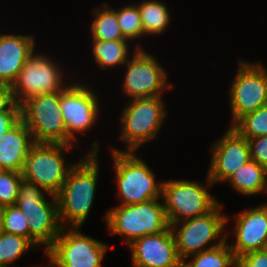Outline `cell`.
I'll return each instance as SVG.
<instances>
[{"instance_id": "cell-10", "label": "cell", "mask_w": 267, "mask_h": 267, "mask_svg": "<svg viewBox=\"0 0 267 267\" xmlns=\"http://www.w3.org/2000/svg\"><path fill=\"white\" fill-rule=\"evenodd\" d=\"M57 62L50 55L38 54L37 50L31 55L11 85L13 98L19 106L38 95L62 92L71 83L64 81L66 70Z\"/></svg>"}, {"instance_id": "cell-27", "label": "cell", "mask_w": 267, "mask_h": 267, "mask_svg": "<svg viewBox=\"0 0 267 267\" xmlns=\"http://www.w3.org/2000/svg\"><path fill=\"white\" fill-rule=\"evenodd\" d=\"M232 127L247 140L267 136V105L245 114Z\"/></svg>"}, {"instance_id": "cell-31", "label": "cell", "mask_w": 267, "mask_h": 267, "mask_svg": "<svg viewBox=\"0 0 267 267\" xmlns=\"http://www.w3.org/2000/svg\"><path fill=\"white\" fill-rule=\"evenodd\" d=\"M237 267H267V254L264 250L243 254L237 258Z\"/></svg>"}, {"instance_id": "cell-8", "label": "cell", "mask_w": 267, "mask_h": 267, "mask_svg": "<svg viewBox=\"0 0 267 267\" xmlns=\"http://www.w3.org/2000/svg\"><path fill=\"white\" fill-rule=\"evenodd\" d=\"M74 148V145L35 143L25 159L22 178L56 195L77 162L67 161L66 153Z\"/></svg>"}, {"instance_id": "cell-23", "label": "cell", "mask_w": 267, "mask_h": 267, "mask_svg": "<svg viewBox=\"0 0 267 267\" xmlns=\"http://www.w3.org/2000/svg\"><path fill=\"white\" fill-rule=\"evenodd\" d=\"M93 13L95 17L90 24L91 37L89 38L105 41L126 40L121 33L116 11L107 1L100 7H94Z\"/></svg>"}, {"instance_id": "cell-20", "label": "cell", "mask_w": 267, "mask_h": 267, "mask_svg": "<svg viewBox=\"0 0 267 267\" xmlns=\"http://www.w3.org/2000/svg\"><path fill=\"white\" fill-rule=\"evenodd\" d=\"M239 194L247 197L267 193V169L254 160L238 168L225 182Z\"/></svg>"}, {"instance_id": "cell-5", "label": "cell", "mask_w": 267, "mask_h": 267, "mask_svg": "<svg viewBox=\"0 0 267 267\" xmlns=\"http://www.w3.org/2000/svg\"><path fill=\"white\" fill-rule=\"evenodd\" d=\"M160 199L144 203L117 205L107 209L104 218L109 234L122 236L125 245L145 235L161 233L170 224Z\"/></svg>"}, {"instance_id": "cell-28", "label": "cell", "mask_w": 267, "mask_h": 267, "mask_svg": "<svg viewBox=\"0 0 267 267\" xmlns=\"http://www.w3.org/2000/svg\"><path fill=\"white\" fill-rule=\"evenodd\" d=\"M30 240L27 218L16 204L3 207L2 230Z\"/></svg>"}, {"instance_id": "cell-17", "label": "cell", "mask_w": 267, "mask_h": 267, "mask_svg": "<svg viewBox=\"0 0 267 267\" xmlns=\"http://www.w3.org/2000/svg\"><path fill=\"white\" fill-rule=\"evenodd\" d=\"M132 267H176L182 263L171 228L145 235L128 245Z\"/></svg>"}, {"instance_id": "cell-24", "label": "cell", "mask_w": 267, "mask_h": 267, "mask_svg": "<svg viewBox=\"0 0 267 267\" xmlns=\"http://www.w3.org/2000/svg\"><path fill=\"white\" fill-rule=\"evenodd\" d=\"M182 262L186 267H237V259L227 241L217 247L189 256Z\"/></svg>"}, {"instance_id": "cell-37", "label": "cell", "mask_w": 267, "mask_h": 267, "mask_svg": "<svg viewBox=\"0 0 267 267\" xmlns=\"http://www.w3.org/2000/svg\"><path fill=\"white\" fill-rule=\"evenodd\" d=\"M263 250H264V251L266 252V254H267V242H266V244H265Z\"/></svg>"}, {"instance_id": "cell-15", "label": "cell", "mask_w": 267, "mask_h": 267, "mask_svg": "<svg viewBox=\"0 0 267 267\" xmlns=\"http://www.w3.org/2000/svg\"><path fill=\"white\" fill-rule=\"evenodd\" d=\"M207 176L213 185L225 183L242 165L251 160L248 140L233 127L212 143Z\"/></svg>"}, {"instance_id": "cell-32", "label": "cell", "mask_w": 267, "mask_h": 267, "mask_svg": "<svg viewBox=\"0 0 267 267\" xmlns=\"http://www.w3.org/2000/svg\"><path fill=\"white\" fill-rule=\"evenodd\" d=\"M0 112H20V106L15 102L11 86L0 84Z\"/></svg>"}, {"instance_id": "cell-25", "label": "cell", "mask_w": 267, "mask_h": 267, "mask_svg": "<svg viewBox=\"0 0 267 267\" xmlns=\"http://www.w3.org/2000/svg\"><path fill=\"white\" fill-rule=\"evenodd\" d=\"M37 247L27 238L0 232V266L10 267L15 261L29 250H34Z\"/></svg>"}, {"instance_id": "cell-7", "label": "cell", "mask_w": 267, "mask_h": 267, "mask_svg": "<svg viewBox=\"0 0 267 267\" xmlns=\"http://www.w3.org/2000/svg\"><path fill=\"white\" fill-rule=\"evenodd\" d=\"M205 178L204 184L188 179L163 181L161 201L170 225L206 215L220 203L210 194L213 183L208 176Z\"/></svg>"}, {"instance_id": "cell-13", "label": "cell", "mask_w": 267, "mask_h": 267, "mask_svg": "<svg viewBox=\"0 0 267 267\" xmlns=\"http://www.w3.org/2000/svg\"><path fill=\"white\" fill-rule=\"evenodd\" d=\"M20 118L32 133L35 143L66 144L65 126L59 92L28 99L20 106Z\"/></svg>"}, {"instance_id": "cell-16", "label": "cell", "mask_w": 267, "mask_h": 267, "mask_svg": "<svg viewBox=\"0 0 267 267\" xmlns=\"http://www.w3.org/2000/svg\"><path fill=\"white\" fill-rule=\"evenodd\" d=\"M234 215L233 230L229 232V228H226V241L235 258L248 252L263 250L267 242V201ZM229 238L231 242H228Z\"/></svg>"}, {"instance_id": "cell-26", "label": "cell", "mask_w": 267, "mask_h": 267, "mask_svg": "<svg viewBox=\"0 0 267 267\" xmlns=\"http://www.w3.org/2000/svg\"><path fill=\"white\" fill-rule=\"evenodd\" d=\"M113 9L116 11L121 33L126 40L133 43L136 39H144V30L137 3L124 5L119 9Z\"/></svg>"}, {"instance_id": "cell-36", "label": "cell", "mask_w": 267, "mask_h": 267, "mask_svg": "<svg viewBox=\"0 0 267 267\" xmlns=\"http://www.w3.org/2000/svg\"><path fill=\"white\" fill-rule=\"evenodd\" d=\"M176 267H186L185 264L182 262L179 265H177Z\"/></svg>"}, {"instance_id": "cell-6", "label": "cell", "mask_w": 267, "mask_h": 267, "mask_svg": "<svg viewBox=\"0 0 267 267\" xmlns=\"http://www.w3.org/2000/svg\"><path fill=\"white\" fill-rule=\"evenodd\" d=\"M224 207L220 202L206 215L170 225L177 252L182 261L204 250L217 247L226 241V226H228L230 219L228 215L223 213Z\"/></svg>"}, {"instance_id": "cell-21", "label": "cell", "mask_w": 267, "mask_h": 267, "mask_svg": "<svg viewBox=\"0 0 267 267\" xmlns=\"http://www.w3.org/2000/svg\"><path fill=\"white\" fill-rule=\"evenodd\" d=\"M91 55H93V60H95L96 67L98 69L106 70L113 68H118L128 62L131 57L130 53V41L128 40H91Z\"/></svg>"}, {"instance_id": "cell-35", "label": "cell", "mask_w": 267, "mask_h": 267, "mask_svg": "<svg viewBox=\"0 0 267 267\" xmlns=\"http://www.w3.org/2000/svg\"><path fill=\"white\" fill-rule=\"evenodd\" d=\"M47 259H48V260H47V262H48V263H47V267H54V266H53V263H52V261H51V259H50L48 256H47ZM40 267H41V266H40ZM44 267H46V266H44Z\"/></svg>"}, {"instance_id": "cell-33", "label": "cell", "mask_w": 267, "mask_h": 267, "mask_svg": "<svg viewBox=\"0 0 267 267\" xmlns=\"http://www.w3.org/2000/svg\"><path fill=\"white\" fill-rule=\"evenodd\" d=\"M20 119V112H0V136Z\"/></svg>"}, {"instance_id": "cell-22", "label": "cell", "mask_w": 267, "mask_h": 267, "mask_svg": "<svg viewBox=\"0 0 267 267\" xmlns=\"http://www.w3.org/2000/svg\"><path fill=\"white\" fill-rule=\"evenodd\" d=\"M137 5L141 15L144 38L167 31L171 23V14L166 3L160 0H142L141 3L137 2Z\"/></svg>"}, {"instance_id": "cell-14", "label": "cell", "mask_w": 267, "mask_h": 267, "mask_svg": "<svg viewBox=\"0 0 267 267\" xmlns=\"http://www.w3.org/2000/svg\"><path fill=\"white\" fill-rule=\"evenodd\" d=\"M80 229H61L60 235L45 254L54 267H102L110 246L83 234Z\"/></svg>"}, {"instance_id": "cell-34", "label": "cell", "mask_w": 267, "mask_h": 267, "mask_svg": "<svg viewBox=\"0 0 267 267\" xmlns=\"http://www.w3.org/2000/svg\"><path fill=\"white\" fill-rule=\"evenodd\" d=\"M2 216H3V207L0 206V232L2 230Z\"/></svg>"}, {"instance_id": "cell-29", "label": "cell", "mask_w": 267, "mask_h": 267, "mask_svg": "<svg viewBox=\"0 0 267 267\" xmlns=\"http://www.w3.org/2000/svg\"><path fill=\"white\" fill-rule=\"evenodd\" d=\"M22 174L0 170V206L14 205L17 200Z\"/></svg>"}, {"instance_id": "cell-18", "label": "cell", "mask_w": 267, "mask_h": 267, "mask_svg": "<svg viewBox=\"0 0 267 267\" xmlns=\"http://www.w3.org/2000/svg\"><path fill=\"white\" fill-rule=\"evenodd\" d=\"M31 34L0 33V84L11 86L26 61L36 51Z\"/></svg>"}, {"instance_id": "cell-12", "label": "cell", "mask_w": 267, "mask_h": 267, "mask_svg": "<svg viewBox=\"0 0 267 267\" xmlns=\"http://www.w3.org/2000/svg\"><path fill=\"white\" fill-rule=\"evenodd\" d=\"M228 99L232 127L245 114L267 105V68L259 61L240 58Z\"/></svg>"}, {"instance_id": "cell-1", "label": "cell", "mask_w": 267, "mask_h": 267, "mask_svg": "<svg viewBox=\"0 0 267 267\" xmlns=\"http://www.w3.org/2000/svg\"><path fill=\"white\" fill-rule=\"evenodd\" d=\"M99 141L92 142L89 151L69 170L56 194L59 221L63 228L82 227L94 204L100 173Z\"/></svg>"}, {"instance_id": "cell-2", "label": "cell", "mask_w": 267, "mask_h": 267, "mask_svg": "<svg viewBox=\"0 0 267 267\" xmlns=\"http://www.w3.org/2000/svg\"><path fill=\"white\" fill-rule=\"evenodd\" d=\"M15 204L27 218L30 241L37 248L41 246L46 254L63 228L59 221L56 195L23 179Z\"/></svg>"}, {"instance_id": "cell-9", "label": "cell", "mask_w": 267, "mask_h": 267, "mask_svg": "<svg viewBox=\"0 0 267 267\" xmlns=\"http://www.w3.org/2000/svg\"><path fill=\"white\" fill-rule=\"evenodd\" d=\"M133 45L132 56L124 65L123 94L132 100L163 96L164 91L174 88L168 81V71L155 55L148 53L139 42Z\"/></svg>"}, {"instance_id": "cell-19", "label": "cell", "mask_w": 267, "mask_h": 267, "mask_svg": "<svg viewBox=\"0 0 267 267\" xmlns=\"http://www.w3.org/2000/svg\"><path fill=\"white\" fill-rule=\"evenodd\" d=\"M34 144L32 133L20 118L0 136V170L22 173L25 159Z\"/></svg>"}, {"instance_id": "cell-11", "label": "cell", "mask_w": 267, "mask_h": 267, "mask_svg": "<svg viewBox=\"0 0 267 267\" xmlns=\"http://www.w3.org/2000/svg\"><path fill=\"white\" fill-rule=\"evenodd\" d=\"M94 90L90 84L78 79L71 81L62 92H59L61 113L67 128V145H76L78 135L90 131L101 116V100Z\"/></svg>"}, {"instance_id": "cell-30", "label": "cell", "mask_w": 267, "mask_h": 267, "mask_svg": "<svg viewBox=\"0 0 267 267\" xmlns=\"http://www.w3.org/2000/svg\"><path fill=\"white\" fill-rule=\"evenodd\" d=\"M251 159L267 169V136L248 139Z\"/></svg>"}, {"instance_id": "cell-4", "label": "cell", "mask_w": 267, "mask_h": 267, "mask_svg": "<svg viewBox=\"0 0 267 267\" xmlns=\"http://www.w3.org/2000/svg\"><path fill=\"white\" fill-rule=\"evenodd\" d=\"M163 96L128 100L120 115L119 141L124 151H138L145 143L158 139L168 115Z\"/></svg>"}, {"instance_id": "cell-3", "label": "cell", "mask_w": 267, "mask_h": 267, "mask_svg": "<svg viewBox=\"0 0 267 267\" xmlns=\"http://www.w3.org/2000/svg\"><path fill=\"white\" fill-rule=\"evenodd\" d=\"M117 186L118 205L144 203L161 198L162 183L155 180V173L136 151H123L110 147ZM137 155V156H136Z\"/></svg>"}]
</instances>
